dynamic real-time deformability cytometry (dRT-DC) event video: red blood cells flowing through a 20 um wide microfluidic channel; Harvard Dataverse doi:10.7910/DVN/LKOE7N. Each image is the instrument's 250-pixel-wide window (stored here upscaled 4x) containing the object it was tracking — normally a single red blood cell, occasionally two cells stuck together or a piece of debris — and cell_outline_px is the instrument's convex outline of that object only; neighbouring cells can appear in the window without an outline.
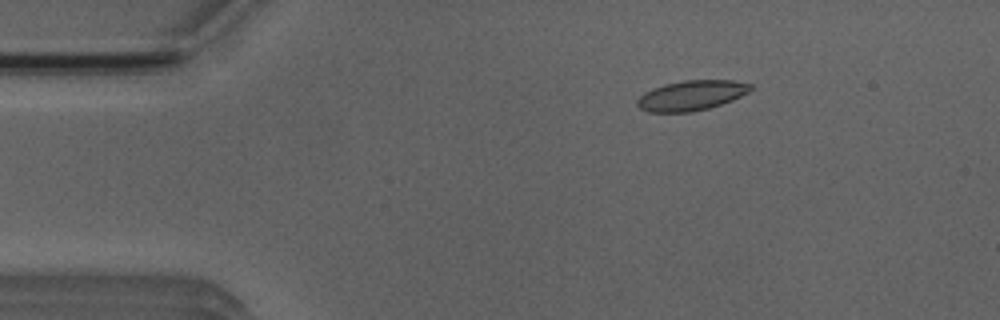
{"species": "Egyptian fruit bat (a non-hibernating species)", "species_latin": "Rousettus aegyptiacus", "temperature_condition": "room temperature", "stored_images_in_passage": 4, "camera_frame_rate_fps": 3000, "um_per_image_px": 0.085, "animal": {"sex": "male"}, "frame": {"image": 1, "passage_image": 3, "time_ms": 2.333, "image_size_px": [1000, 320], "cell_outline_px": [[752, 88], [748, 92], [732, 100], [708, 108], [692, 112], [648, 112], [640, 108], [636, 104], [636, 100], [644, 92], [652, 88], [664, 84], [684, 80], [732, 80], [752, 84]], "centroid_in_image_um": [58.74, 8.11], "position_along_channel_um": 26.3, "area_um2": 19.83}}